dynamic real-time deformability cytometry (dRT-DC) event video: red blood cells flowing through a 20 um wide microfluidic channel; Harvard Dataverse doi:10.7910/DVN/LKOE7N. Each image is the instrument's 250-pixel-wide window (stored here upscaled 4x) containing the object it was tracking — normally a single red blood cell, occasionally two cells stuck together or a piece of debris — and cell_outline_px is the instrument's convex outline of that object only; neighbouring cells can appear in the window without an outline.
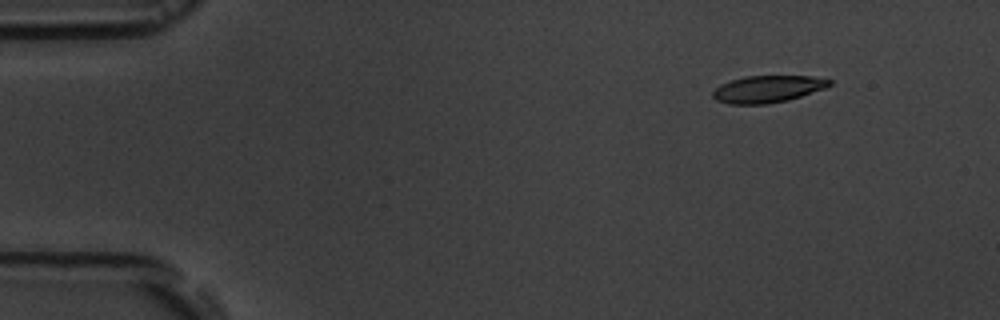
{"species": "common noctule bat (a hibernating species)", "species_latin": "Nyctalus noctula", "temperature_condition": "room temperature", "stored_images_in_passage": 5, "camera_frame_rate_fps": 3000, "um_per_image_px": 0.085, "animal": {"sex": "male", "body_mass_g": 19.5, "forearm_length_mm": 54.6}, "frame": {"image": 1, "passage_image": 2, "time_ms": 1.333, "image_size_px": [1000, 320], "cell_outline_px": [[832, 84], [824, 88], [788, 100], [768, 104], [728, 104], [716, 100], [712, 96], [712, 92], [720, 84], [744, 76], [812, 76], [832, 80]], "centroid_in_image_um": [65.22, 7.57], "position_along_channel_um": 19.8, "area_um2": 18.32}}
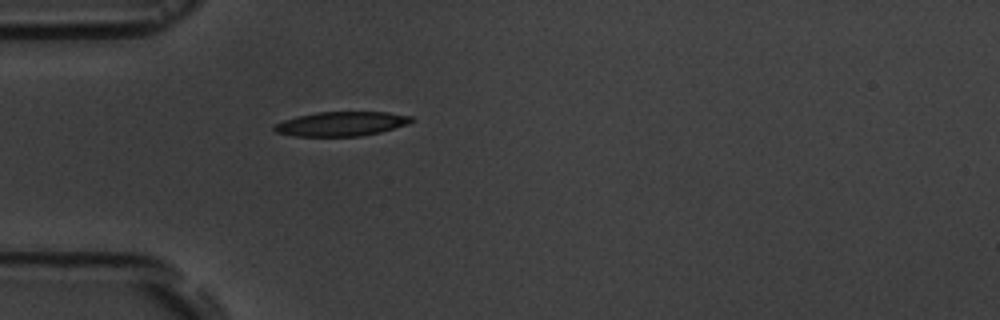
{"frame": {"image": 2, "passage_image": 5, "time_ms": 4.667, "image_size_px": [1000, 320], "cell_outline_px": [[416, 120], [408, 124], [380, 132], [360, 136], [292, 136], [276, 132], [272, 128], [276, 124], [284, 120], [296, 116], [316, 112], [388, 112], [412, 116]], "centroid_in_image_um": [29.03, 10.52], "position_along_channel_um": 56.0, "area_um2": 19.54}}